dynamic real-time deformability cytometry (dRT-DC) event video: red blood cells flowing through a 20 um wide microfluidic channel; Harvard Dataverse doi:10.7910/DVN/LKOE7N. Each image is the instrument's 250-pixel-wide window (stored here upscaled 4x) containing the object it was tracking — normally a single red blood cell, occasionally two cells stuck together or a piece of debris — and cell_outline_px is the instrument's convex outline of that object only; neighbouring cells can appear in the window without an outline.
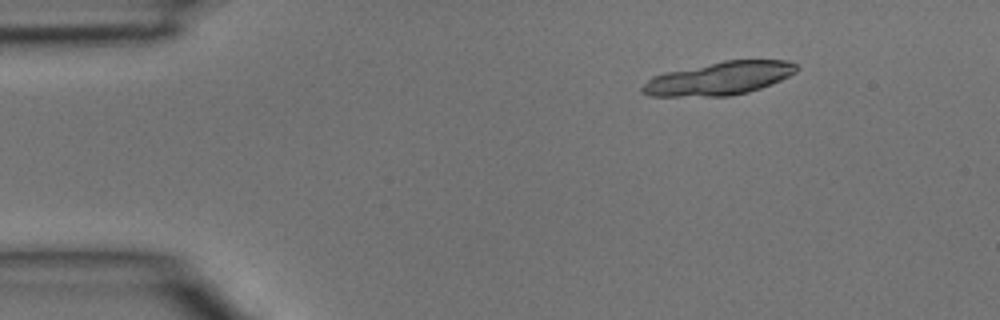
{"species": "common noctule bat (a hibernating species)", "species_latin": "Nyctalus noctula", "temperature_condition": "room temperature", "stored_images_in_passage": 4, "camera_frame_rate_fps": 3000, "um_per_image_px": 0.085, "animal": {"sex": "male", "body_mass_g": 15.6}, "frame": {"image": 1, "passage_image": 2, "time_ms": 0.333, "image_size_px": [1000, 320], "cell_outline_px": [[800, 68], [796, 72], [772, 84], [748, 92], [728, 96], [648, 96], [640, 92], [640, 88], [652, 76], [664, 72], [724, 60], [788, 60], [796, 64]], "centroid_in_image_um": [61.12, 6.66], "position_along_channel_um": 23.9, "area_um2": 29.94}}